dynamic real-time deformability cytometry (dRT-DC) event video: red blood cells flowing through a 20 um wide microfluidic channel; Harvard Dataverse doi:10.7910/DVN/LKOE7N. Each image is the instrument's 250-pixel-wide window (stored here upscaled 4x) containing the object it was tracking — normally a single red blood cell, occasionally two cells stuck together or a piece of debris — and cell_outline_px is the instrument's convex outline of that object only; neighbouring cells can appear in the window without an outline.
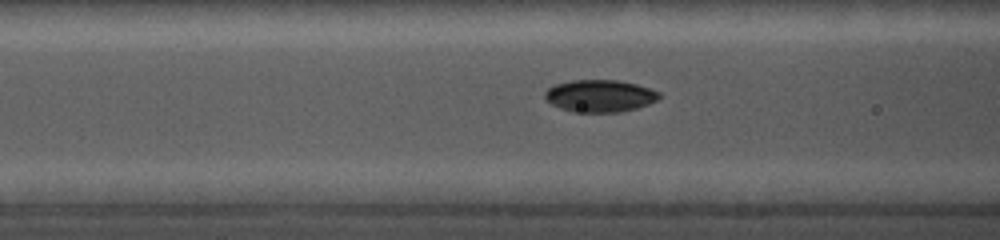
{"species": "common noctule bat (a hibernating species)", "species_latin": "Nyctalus noctula", "temperature_condition": "cold", "stored_images_in_passage": 30, "camera_frame_rate_fps": 5000, "um_per_image_px": 0.085, "animal": {"sex": "female", "body_mass_g": 19.0, "forearm_length_mm": 56.7}, "frame": {"image": 1, "passage_image": 9, "time_ms": 3.0, "image_size_px": [1000, 240], "cell_outline_px": [[660, 96], [656, 100], [648, 104], [636, 108], [620, 112], [572, 112], [560, 108], [552, 104], [544, 96], [544, 92], [548, 88], [556, 84], [572, 80], [620, 80], [636, 84], [660, 92]], "centroid_in_image_um": [50.97, 8.15], "position_along_channel_um": 115.6, "area_um2": 21.39}}
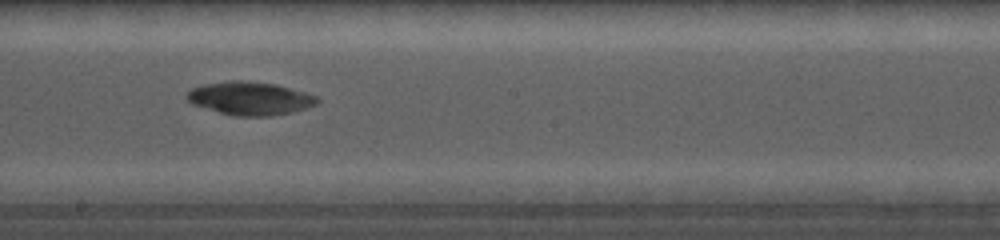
{"frame": {"image": 2, "passage_image": 17, "time_ms": 6.0, "image_size_px": [1000, 240], "cell_outline_px": [[320, 100], [316, 104], [292, 112], [272, 116], [236, 116], [220, 112], [192, 104], [184, 96], [192, 88], [204, 84], [232, 80], [248, 80], [276, 84], [304, 92], [316, 96]], "centroid_in_image_um": [21.23, 8.35], "position_along_channel_um": 227.0, "area_um2": 25.14}}
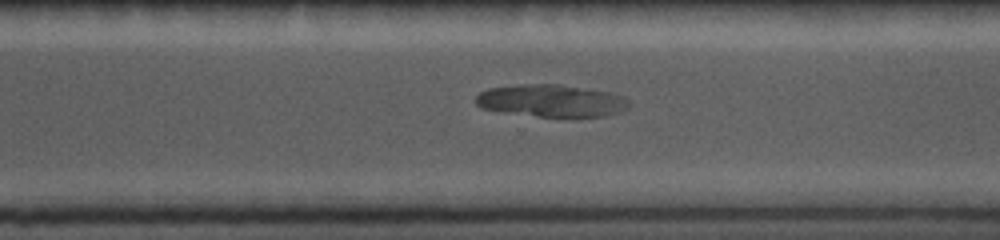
{"frame": {"image": 3, "passage_image": 24, "time_ms": 8.6, "image_size_px": [1000, 240], "cell_outline_px": [[632, 104], [628, 108], [608, 116], [540, 116], [508, 112], [480, 108], [476, 104], [476, 96], [480, 92], [488, 88], [520, 84], [560, 84], [612, 92], [624, 96]], "centroid_in_image_um": [46.91, 8.54], "position_along_channel_um": 323.7, "area_um2": 28.84}}